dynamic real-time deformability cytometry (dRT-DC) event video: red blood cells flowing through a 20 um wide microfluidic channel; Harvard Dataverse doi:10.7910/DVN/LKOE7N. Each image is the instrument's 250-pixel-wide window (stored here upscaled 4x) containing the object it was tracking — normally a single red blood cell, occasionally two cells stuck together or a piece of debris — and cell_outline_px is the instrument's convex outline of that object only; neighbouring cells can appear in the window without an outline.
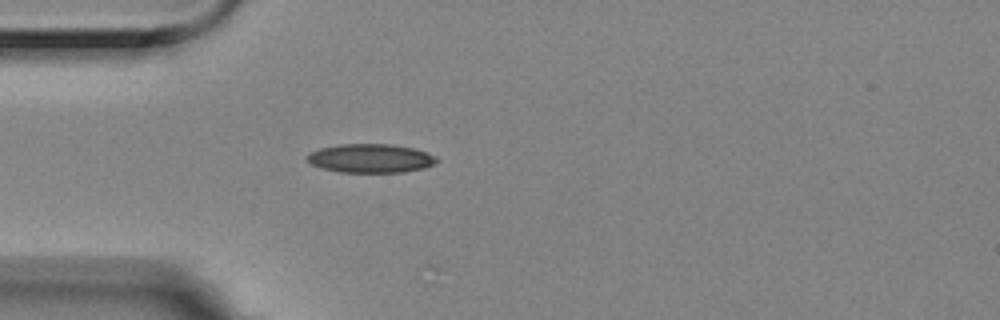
{"species": "Egyptian fruit bat (a non-hibernating species)", "species_latin": "Rousettus aegyptiacus", "temperature_condition": "room temperature", "stored_images_in_passage": 3, "camera_frame_rate_fps": 3000, "um_per_image_px": 0.085, "animal": {"sex": "female"}, "frame": {"image": 1, "passage_image": 3, "time_ms": 0.667, "image_size_px": [1000, 320], "cell_outline_px": [[440, 160], [436, 164], [424, 168], [404, 172], [340, 172], [324, 168], [312, 164], [308, 160], [308, 156], [312, 152], [320, 148], [340, 144], [392, 144], [416, 148], [436, 156]], "centroid_in_image_um": [31.6, 13.45], "position_along_channel_um": 53.4, "area_um2": 21.73}}